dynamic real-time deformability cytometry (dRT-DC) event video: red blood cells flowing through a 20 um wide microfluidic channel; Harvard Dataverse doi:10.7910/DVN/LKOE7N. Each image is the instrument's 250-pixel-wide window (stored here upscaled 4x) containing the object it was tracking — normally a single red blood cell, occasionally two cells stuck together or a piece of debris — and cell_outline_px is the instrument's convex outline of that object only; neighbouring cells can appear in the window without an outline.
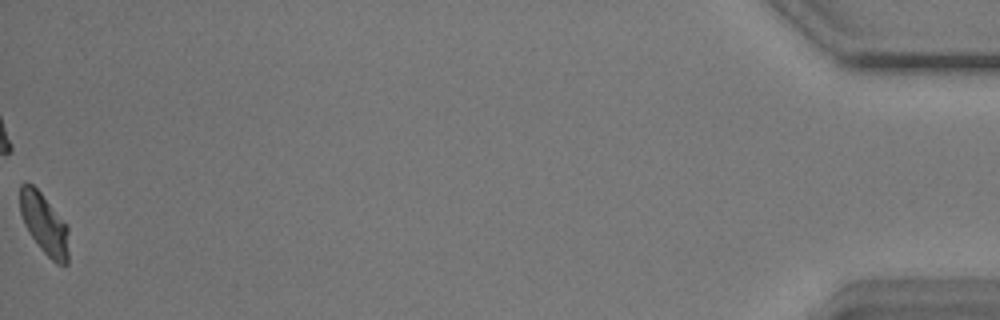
{"species": "common noctule bat (a hibernating species)", "species_latin": "Nyctalus noctula", "temperature_condition": "warm", "stored_images_in_passage": 53, "camera_frame_rate_fps": 3000, "um_per_image_px": 0.085, "animal": {"sex": "male", "body_mass_g": 17.9}, "frame": {"image": 1, "passage_image": 53, "time_ms": 17.333, "image_size_px": [1000, 320], "cell_outline_px": [[68, 264], [56, 264], [40, 248], [28, 232], [24, 224], [20, 212], [20, 184], [24, 180], [32, 184], [40, 192], [68, 224]], "centroid_in_image_um": [3.76, 19.01], "position_along_channel_um": 431.4, "area_um2": 17.46}, "authors_computed_cell_mechanics": {"area_um2": 18.2648, "velocity_mm_per_s": 3.5811, "shape_relaxation_time_tau1_ms": 2.3819, "shape_relaxation_time_tau2_ms": null, "deformation_change_tau1": 0.1189, "deformation_change_tau2": null}}